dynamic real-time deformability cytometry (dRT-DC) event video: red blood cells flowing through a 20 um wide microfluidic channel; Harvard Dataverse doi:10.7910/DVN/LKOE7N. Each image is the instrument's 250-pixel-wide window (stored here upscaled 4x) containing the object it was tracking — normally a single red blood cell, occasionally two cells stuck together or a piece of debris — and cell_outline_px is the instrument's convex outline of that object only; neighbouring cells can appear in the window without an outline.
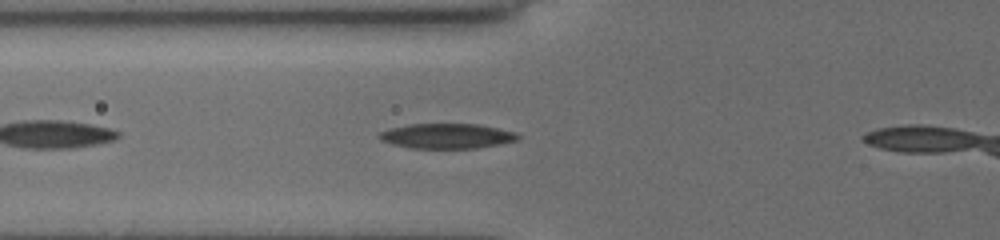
{"species": "common noctule bat (a hibernating species)", "species_latin": "Nyctalus noctula", "temperature_condition": "cold", "stored_images_in_passage": 32, "camera_frame_rate_fps": 3000, "um_per_image_px": 0.085, "animal": {"sex": "female", "body_mass_g": 19.5, "forearm_length_mm": 54.1}, "frame": {"image": 1, "passage_image": 5, "time_ms": 1.333, "image_size_px": [1000, 240], "cell_outline_px": [[520, 140], [476, 148], [412, 148], [392, 144], [380, 140], [376, 136], [380, 132], [388, 128], [408, 124], [480, 124], [516, 132], [520, 136]], "centroid_in_image_um": [37.97, 11.55], "position_along_channel_um": 87.8, "area_um2": 20.35}}
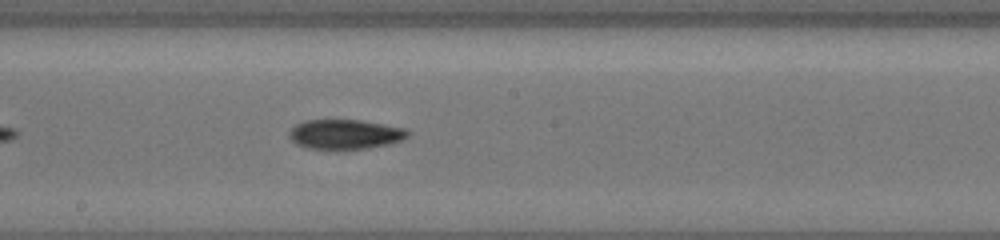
{"frame": {"image": 2, "passage_image": 15, "time_ms": 4.667, "image_size_px": [1000, 240], "cell_outline_px": [[412, 132], [408, 136], [400, 140], [388, 144], [364, 148], [308, 148], [296, 144], [288, 136], [288, 132], [296, 124], [304, 120], [360, 120], [408, 128]], "centroid_in_image_um": [29.35, 11.39], "position_along_channel_um": 218.9, "area_um2": 20.35}}
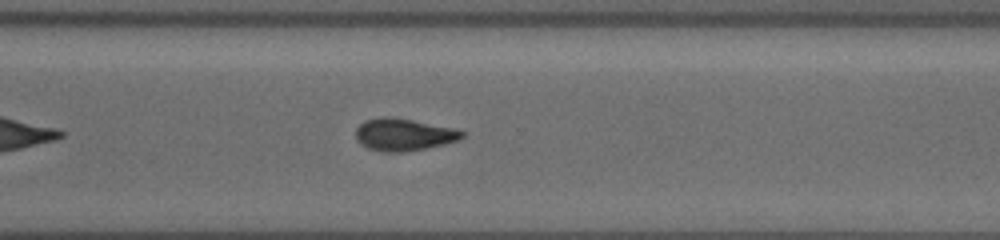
{"frame": {"image": 3, "passage_image": 24, "time_ms": 7.667, "image_size_px": [1000, 240], "cell_outline_px": [[464, 136], [456, 140], [444, 144], [424, 148], [400, 152], [388, 152], [368, 148], [360, 144], [356, 140], [356, 128], [364, 120], [380, 116], [392, 116], [456, 128], [464, 132]], "centroid_in_image_um": [34.28, 11.41], "position_along_channel_um": 336.3, "area_um2": 20.0}}